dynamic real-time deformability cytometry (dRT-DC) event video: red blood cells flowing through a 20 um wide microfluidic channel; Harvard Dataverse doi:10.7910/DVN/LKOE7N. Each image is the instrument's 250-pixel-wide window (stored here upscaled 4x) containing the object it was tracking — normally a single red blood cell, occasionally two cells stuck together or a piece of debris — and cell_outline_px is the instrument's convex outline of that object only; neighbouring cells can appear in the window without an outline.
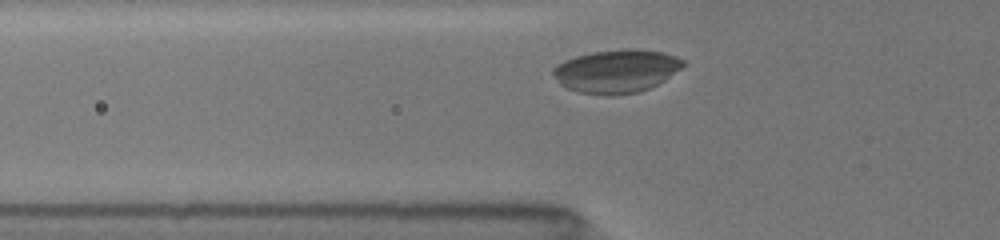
{"species": "common noctule bat (a hibernating species)", "species_latin": "Nyctalus noctula", "temperature_condition": "room temperature", "stored_images_in_passage": 30, "camera_frame_rate_fps": 3000, "um_per_image_px": 0.085, "animal": {"sex": "female", "body_mass_g": 19.5, "forearm_length_mm": 54.1}, "frame": {"image": 1, "passage_image": 4, "time_ms": 1.0, "image_size_px": [1000, 240], "cell_outline_px": [[684, 64], [680, 68], [664, 80], [640, 92], [616, 96], [608, 96], [580, 92], [568, 88], [560, 84], [552, 72], [552, 68], [556, 64], [564, 60], [576, 56], [592, 52], [628, 48], [632, 48], [664, 52], [676, 56], [684, 60]], "centroid_in_image_um": [52.38, 6.04], "position_along_channel_um": 73.4, "area_um2": 32.77}}
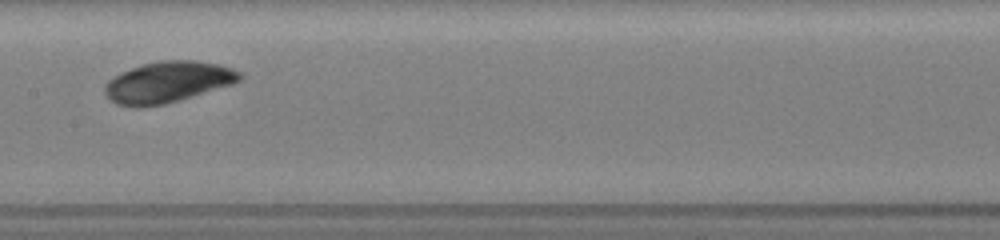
{"frame": {"image": 2, "passage_image": 13, "time_ms": 4.0, "image_size_px": [1000, 240], "cell_outline_px": [[244, 76], [240, 80], [232, 84], [180, 100], [164, 104], [140, 108], [136, 108], [116, 104], [104, 92], [104, 84], [112, 76], [140, 64], [160, 60], [196, 60], [220, 64], [232, 68], [240, 72]], "centroid_in_image_um": [14.25, 6.97], "position_along_channel_um": 193.2, "area_um2": 32.66}}
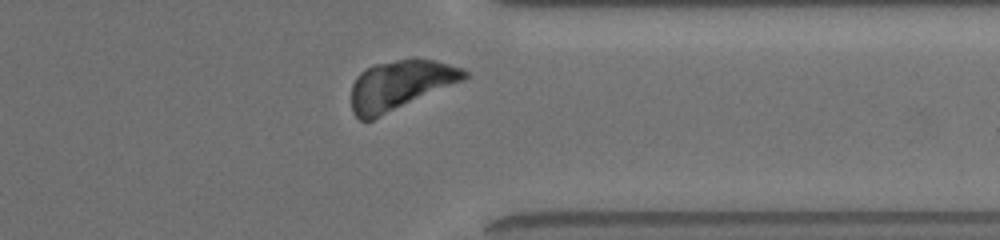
{"frame": {"image": 3, "passage_image": 27, "time_ms": 8.667, "image_size_px": [1000, 240], "cell_outline_px": [[468, 76], [464, 80], [372, 120], [360, 120], [352, 112], [352, 84], [356, 76], [364, 68], [372, 64], [412, 56], [436, 60], [464, 68], [468, 72]], "centroid_in_image_um": [34.02, 7.18], "position_along_channel_um": 377.4, "area_um2": 33.18}}